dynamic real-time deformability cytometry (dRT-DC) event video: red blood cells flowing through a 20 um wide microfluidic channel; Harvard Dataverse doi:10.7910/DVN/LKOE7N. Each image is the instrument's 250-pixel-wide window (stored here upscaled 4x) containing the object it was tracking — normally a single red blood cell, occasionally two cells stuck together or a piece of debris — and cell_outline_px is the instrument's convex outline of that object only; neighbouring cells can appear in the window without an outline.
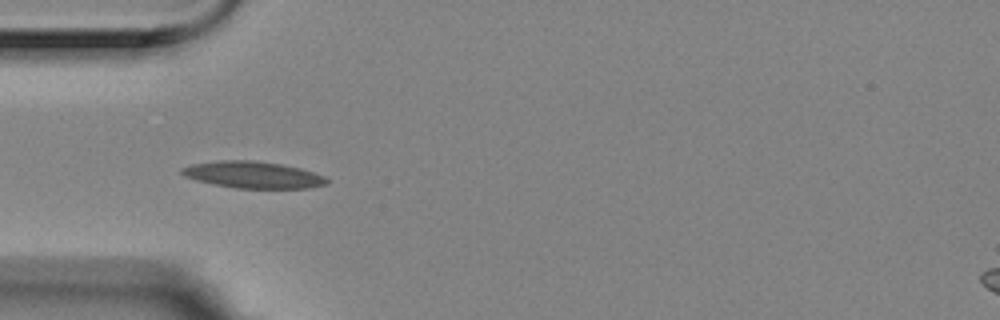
{"species": "Egyptian fruit bat (a non-hibernating species)", "species_latin": "Rousettus aegyptiacus", "temperature_condition": "room temperature", "stored_images_in_passage": 5, "camera_frame_rate_fps": 3000, "um_per_image_px": 0.085, "animal": {"sex": "female"}, "frame": {"image": 1, "passage_image": 4, "time_ms": 1.0, "image_size_px": [1000, 320], "cell_outline_px": [[328, 184], [308, 188], [236, 188], [196, 180], [184, 176], [180, 172], [180, 168], [192, 164], [220, 160], [256, 160], [280, 164], [300, 168], [324, 176], [328, 180]], "centroid_in_image_um": [21.49, 14.85], "position_along_channel_um": 63.5, "area_um2": 22.48}}
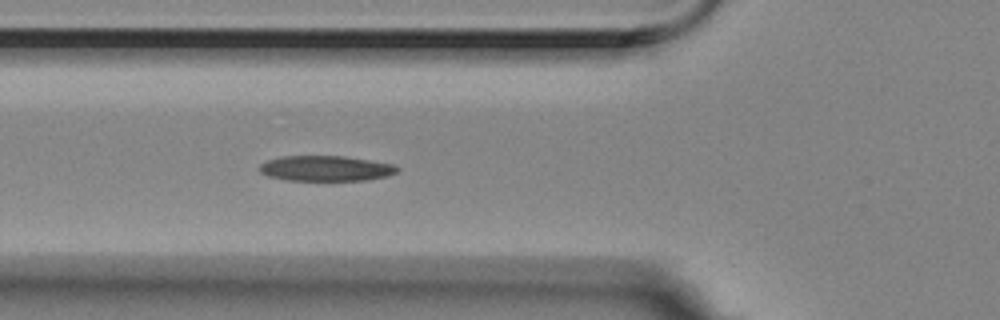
{"frame": {"image": 2, "passage_image": 5, "time_ms": 1.333, "image_size_px": [1000, 320], "cell_outline_px": [[400, 168], [396, 172], [388, 176], [368, 180], [288, 180], [268, 176], [260, 172], [260, 164], [268, 160], [280, 156], [344, 156], [392, 164]], "centroid_in_image_um": [27.69, 14.31], "position_along_channel_um": 98.1, "area_um2": 20.23}}